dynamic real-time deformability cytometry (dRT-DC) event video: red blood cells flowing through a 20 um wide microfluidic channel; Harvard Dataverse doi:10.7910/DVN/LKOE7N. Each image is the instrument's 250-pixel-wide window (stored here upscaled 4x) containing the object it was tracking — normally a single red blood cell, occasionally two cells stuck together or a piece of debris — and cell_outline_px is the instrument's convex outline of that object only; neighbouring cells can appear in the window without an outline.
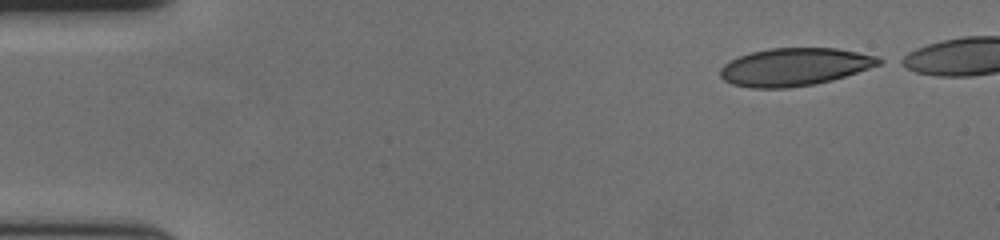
{"species": "human", "species_latin": "Homo sapiens", "temperature_condition": "cold", "stored_images_in_passage": 45, "camera_frame_rate_fps": 3000, "um_per_image_px": 0.085, "donor": {"sex": "female"}, "frame": {"image": 1, "passage_image": 1, "time_ms": 0.0, "image_size_px": [1000, 240], "cell_outline_px": [[884, 60], [880, 64], [832, 80], [816, 84], [788, 88], [752, 88], [732, 84], [724, 80], [720, 76], [720, 68], [724, 64], [740, 56], [752, 52], [768, 48], [836, 48], [876, 56]], "centroid_in_image_um": [67.51, 5.69], "position_along_channel_um": 17.5, "area_um2": 34.68}}
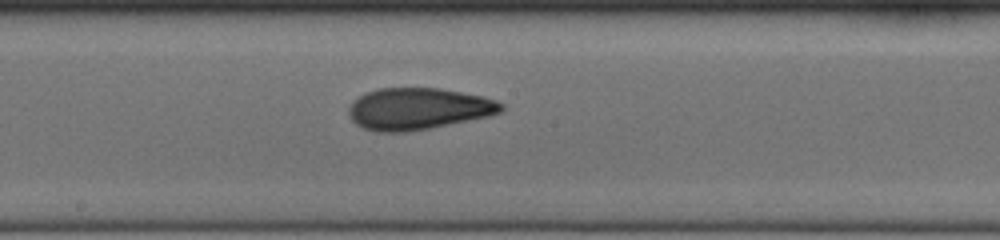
{"frame": {"image": 2, "passage_image": 27, "time_ms": 8.667, "image_size_px": [1000, 240], "cell_outline_px": [[504, 108], [500, 112], [488, 116], [428, 128], [404, 132], [376, 132], [364, 128], [356, 124], [352, 120], [348, 112], [348, 108], [352, 100], [364, 92], [376, 88], [440, 88], [484, 96], [496, 100], [504, 104]], "centroid_in_image_um": [35.51, 9.23], "position_along_channel_um": 212.7, "area_um2": 37.17}}
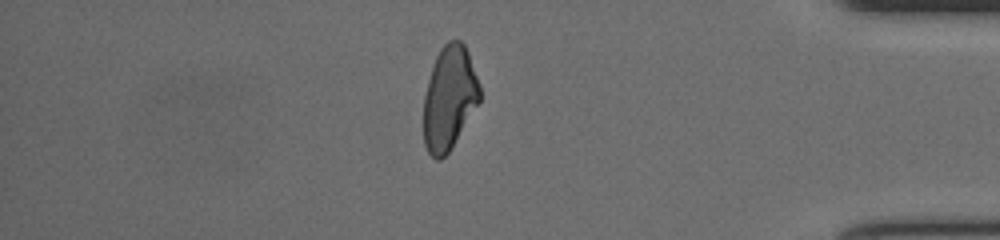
{"frame": {"image": 3, "passage_image": 45, "time_ms": 14.667, "image_size_px": [1000, 240], "cell_outline_px": [[480, 100], [448, 152], [440, 160], [436, 160], [428, 152], [424, 144], [424, 96], [432, 64], [440, 48], [448, 40], [460, 40], [464, 44], [468, 52], [480, 84]], "centroid_in_image_um": [38.18, 8.29], "position_along_channel_um": 397.0, "area_um2": 33.7}, "authors_computed_cell_mechanics": {"area_um2": 36.125, "velocity_mm_per_s": 3.6275, "shape_relaxation_time_tau1_ms": 6.4812, "shape_relaxation_time_tau2_ms": 2.2914, "deformation_change_tau1": 0.1695, "deformation_change_tau2": 0.0882}}